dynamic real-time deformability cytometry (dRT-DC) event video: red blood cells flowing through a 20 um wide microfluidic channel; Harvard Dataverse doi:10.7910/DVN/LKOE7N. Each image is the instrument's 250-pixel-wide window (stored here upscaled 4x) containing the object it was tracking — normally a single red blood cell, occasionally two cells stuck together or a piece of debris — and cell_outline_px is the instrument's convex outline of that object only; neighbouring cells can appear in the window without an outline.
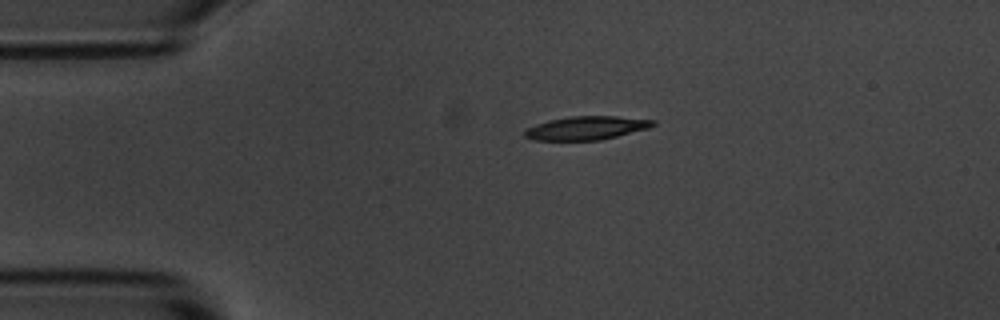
{"species": "common noctule bat (a hibernating species)", "species_latin": "Nyctalus noctula", "temperature_condition": "room temperature", "stored_images_in_passage": 44, "camera_frame_rate_fps": 3000, "um_per_image_px": 0.085, "animal": {"sex": "male", "body_mass_g": 20.1, "forearm_length_mm": 53.5}, "frame": {"image": 1, "passage_image": 1, "time_ms": 0.0, "image_size_px": [1000, 320], "cell_outline_px": [[656, 124], [648, 128], [600, 140], [536, 140], [524, 136], [524, 132], [528, 128], [536, 124], [548, 120], [568, 116], [616, 116], [656, 120]], "centroid_in_image_um": [49.85, 10.87], "position_along_channel_um": 35.2, "area_um2": 17.46}}
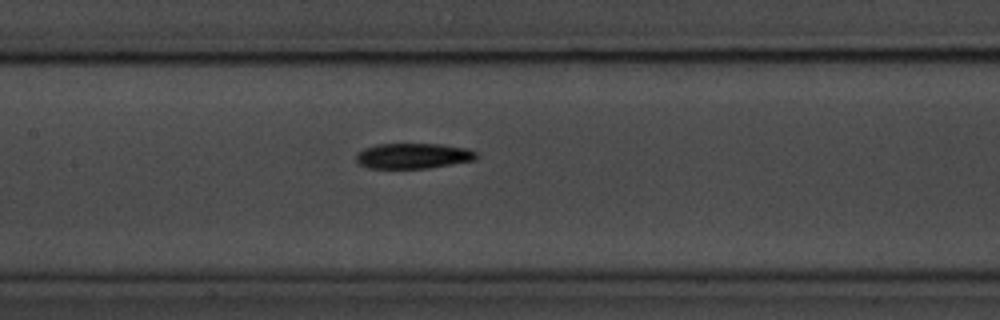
{"frame": {"image": 2, "passage_image": 15, "time_ms": 4.667, "image_size_px": [1000, 320], "cell_outline_px": [[480, 156], [476, 160], [428, 168], [368, 168], [360, 164], [356, 160], [356, 156], [364, 148], [376, 144], [440, 144], [464, 148], [476, 152]], "centroid_in_image_um": [35.14, 13.25], "position_along_channel_um": 172.3, "area_um2": 17.74}}
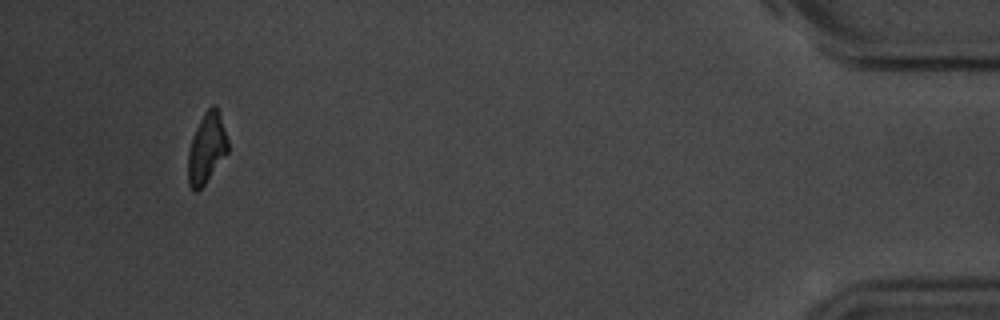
{"frame": {"image": 3, "passage_image": 41, "time_ms": 13.333, "image_size_px": [1000, 320], "cell_outline_px": [[228, 152], [204, 184], [196, 192], [192, 192], [188, 184], [188, 152], [192, 136], [204, 112], [212, 104], [216, 104], [228, 140]], "centroid_in_image_um": [17.55, 12.6], "position_along_channel_um": 417.7, "area_um2": 16.24}, "authors_computed_cell_mechanics": {"area_um2": 17.7157, "velocity_mm_per_s": 3.673, "shape_relaxation_time_tau1_ms": 4.3048, "shape_relaxation_time_tau2_ms": null, "deformation_change_tau1": 0.1693, "deformation_change_tau2": null}}